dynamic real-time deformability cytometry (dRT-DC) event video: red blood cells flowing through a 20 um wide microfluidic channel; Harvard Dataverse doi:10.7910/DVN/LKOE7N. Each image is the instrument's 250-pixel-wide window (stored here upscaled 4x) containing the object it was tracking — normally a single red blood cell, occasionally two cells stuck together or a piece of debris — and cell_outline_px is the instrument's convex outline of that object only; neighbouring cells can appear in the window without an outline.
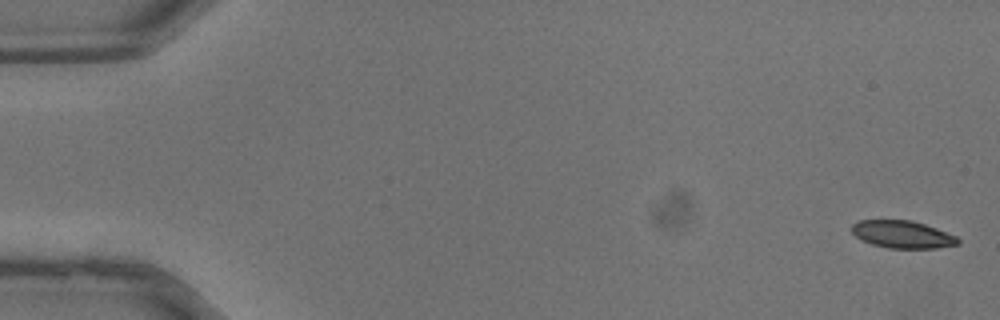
{"species": "common noctule bat (a hibernating species)", "species_latin": "Nyctalus noctula", "temperature_condition": "warm", "stored_images_in_passage": 20, "camera_frame_rate_fps": 3000, "um_per_image_px": 0.085, "animal": {"sex": "male", "body_mass_g": 13.3}, "frame": {"image": 1, "passage_image": 1, "time_ms": 0.0, "image_size_px": [1000, 320], "cell_outline_px": [[960, 244], [936, 248], [888, 248], [872, 244], [860, 240], [852, 232], [852, 224], [860, 220], [912, 220], [936, 228], [956, 236], [960, 240]], "centroid_in_image_um": [76.71, 19.93], "position_along_channel_um": 8.3, "area_um2": 16.99}}
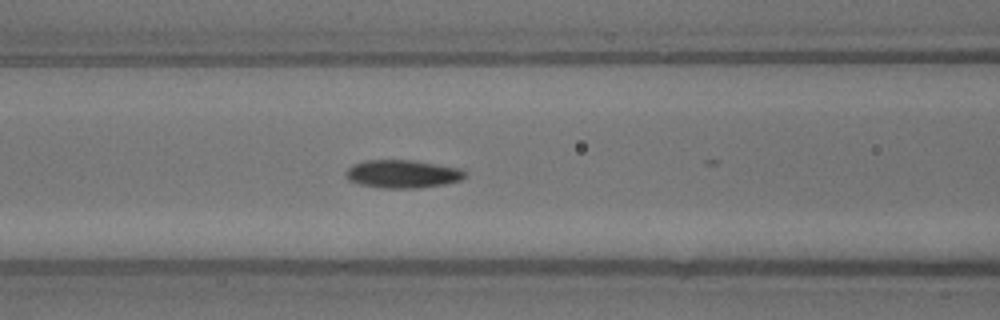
{"frame": {"image": 2, "passage_image": 16, "time_ms": 5.0, "image_size_px": [1000, 320], "cell_outline_px": [[468, 176], [460, 180], [444, 184], [420, 188], [384, 188], [360, 184], [348, 180], [344, 176], [344, 172], [352, 164], [364, 160], [412, 160], [460, 168]], "centroid_in_image_um": [34.18, 14.78], "position_along_channel_um": 132.4, "area_um2": 19.59}}
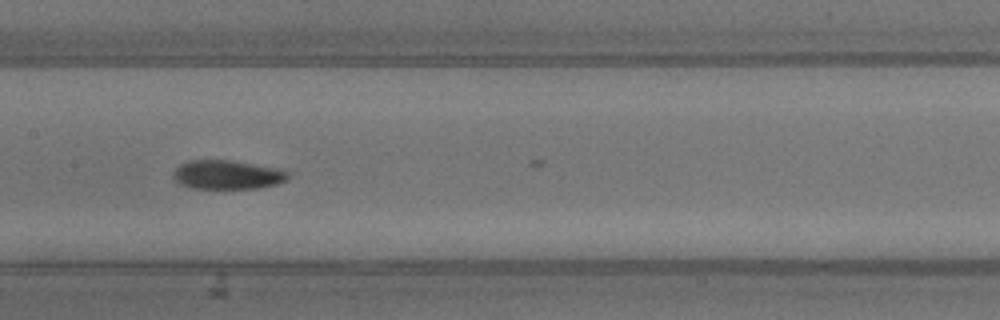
{"frame": {"image": 3, "passage_image": 19, "time_ms": 6.0, "image_size_px": [1000, 320], "cell_outline_px": [[288, 176], [284, 180], [276, 184], [260, 188], [192, 188], [180, 184], [172, 176], [176, 168], [180, 164], [188, 160], [228, 160], [276, 168], [288, 172]], "centroid_in_image_um": [19.27, 14.85], "position_along_channel_um": 188.1, "area_um2": 19.07}}